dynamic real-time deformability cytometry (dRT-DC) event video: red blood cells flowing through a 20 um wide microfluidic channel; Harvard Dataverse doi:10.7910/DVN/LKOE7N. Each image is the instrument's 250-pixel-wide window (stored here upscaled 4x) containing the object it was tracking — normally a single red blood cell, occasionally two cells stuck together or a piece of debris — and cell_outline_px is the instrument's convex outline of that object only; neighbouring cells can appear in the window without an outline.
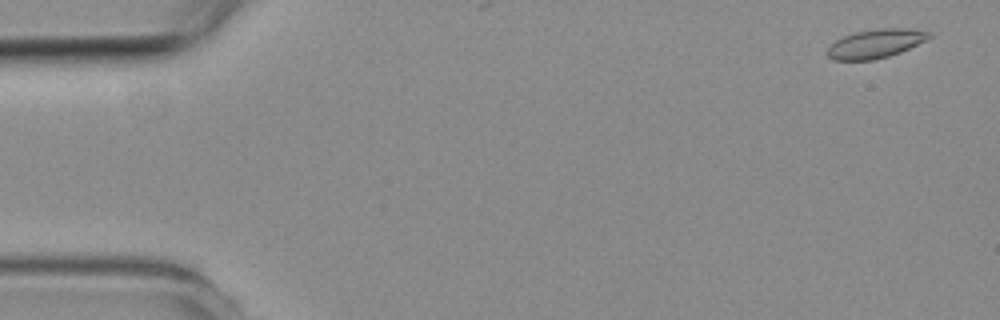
{"species": "common noctule bat (a hibernating species)", "species_latin": "Nyctalus noctula", "temperature_condition": "room temperature", "stored_images_in_passage": 5, "camera_frame_rate_fps": 3000, "um_per_image_px": 0.085, "animal": {"sex": "female", "body_mass_g": 19.3, "forearm_length_mm": 54.1}, "frame": {"image": 1, "passage_image": 1, "time_ms": 0.0, "image_size_px": [1000, 320], "cell_outline_px": [[932, 36], [900, 52], [888, 56], [872, 60], [832, 60], [828, 56], [828, 48], [836, 40], [844, 36], [856, 32], [880, 28], [908, 28], [932, 32]], "centroid_in_image_um": [74.43, 3.7], "position_along_channel_um": 10.6, "area_um2": 16.82}}